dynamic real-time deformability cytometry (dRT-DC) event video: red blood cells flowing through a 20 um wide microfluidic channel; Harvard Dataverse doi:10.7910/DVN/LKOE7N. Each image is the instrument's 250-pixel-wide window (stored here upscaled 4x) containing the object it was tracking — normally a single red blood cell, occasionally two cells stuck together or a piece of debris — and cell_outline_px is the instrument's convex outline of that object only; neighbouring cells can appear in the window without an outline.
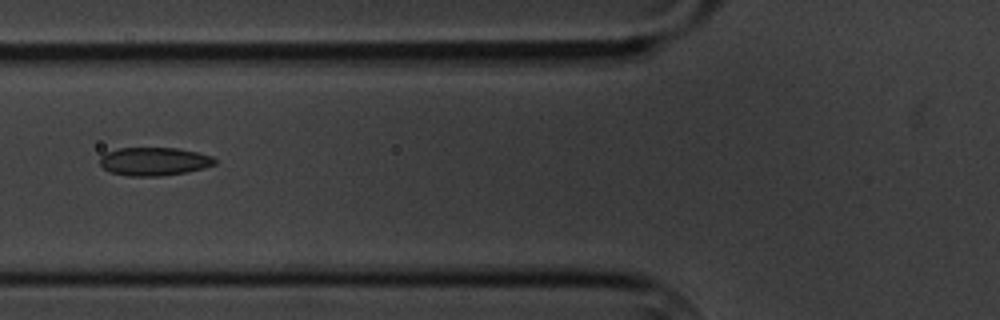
{"species": "common noctule bat (a hibernating species)", "species_latin": "Nyctalus noctula", "temperature_condition": "cold", "stored_images_in_passage": 4, "camera_frame_rate_fps": 3000, "um_per_image_px": 0.085, "animal": {"sex": "male", "body_mass_g": 20.1, "forearm_length_mm": 53.5}, "frame": {"image": 1, "passage_image": 3, "time_ms": 2.333, "image_size_px": [1000, 320], "cell_outline_px": [[216, 164], [204, 168], [184, 172], [160, 176], [128, 176], [112, 172], [104, 168], [100, 164], [100, 156], [104, 152], [116, 148], [176, 148], [196, 152], [212, 156], [216, 160]], "centroid_in_image_um": [13.07, 13.71], "position_along_channel_um": 112.7, "area_um2": 18.9}}
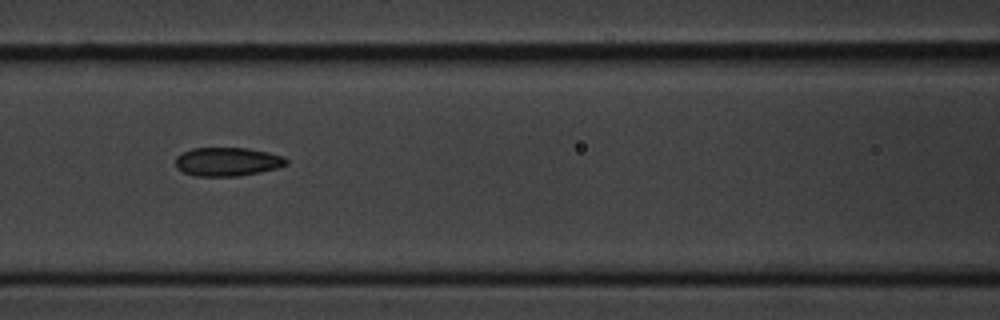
{"frame": {"image": 2, "passage_image": 4, "time_ms": 3.333, "image_size_px": [1000, 320], "cell_outline_px": [[288, 164], [276, 168], [260, 172], [240, 176], [196, 176], [184, 172], [176, 168], [176, 156], [180, 152], [192, 148], [248, 148], [268, 152], [284, 156], [288, 160]], "centroid_in_image_um": [19.32, 13.74], "position_along_channel_um": 147.3, "area_um2": 18.67}}